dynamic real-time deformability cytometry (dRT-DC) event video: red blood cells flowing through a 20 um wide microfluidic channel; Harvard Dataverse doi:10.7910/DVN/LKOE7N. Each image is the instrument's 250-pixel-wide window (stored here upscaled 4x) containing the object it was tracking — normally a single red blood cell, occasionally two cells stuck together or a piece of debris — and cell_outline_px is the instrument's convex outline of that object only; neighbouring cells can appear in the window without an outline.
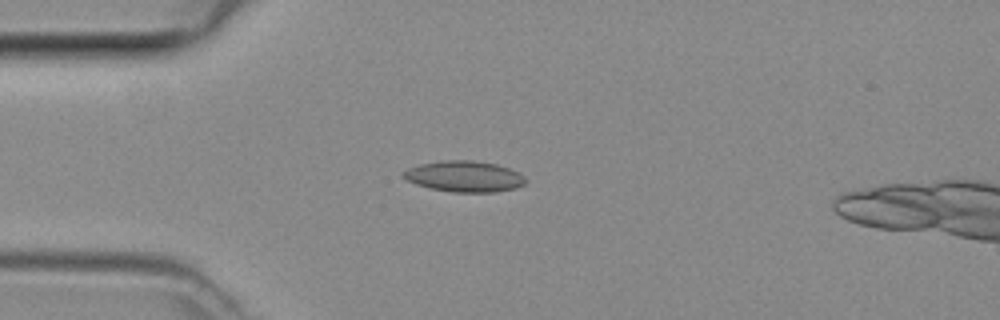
{"species": "common noctule bat (a hibernating species)", "species_latin": "Nyctalus noctula", "temperature_condition": "room temperature", "stored_images_in_passage": 43, "camera_frame_rate_fps": 3000, "um_per_image_px": 0.085, "animal": {"sex": "female", "body_mass_g": 29.2, "forearm_length_mm": 56.3}, "frame": {"image": 1, "passage_image": 9, "time_ms": 2.667, "image_size_px": [1000, 320], "cell_outline_px": [[528, 180], [524, 184], [516, 188], [496, 192], [452, 192], [432, 188], [416, 184], [400, 176], [400, 172], [408, 168], [420, 164], [444, 160], [472, 160], [496, 164], [520, 172]], "centroid_in_image_um": [39.48, 14.99], "position_along_channel_um": 45.5, "area_um2": 22.2}}
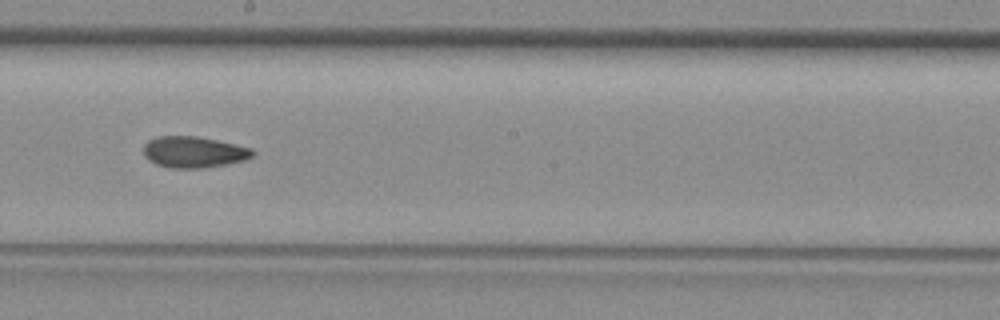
{"frame": {"image": 2, "passage_image": 23, "time_ms": 7.333, "image_size_px": [1000, 320], "cell_outline_px": [[256, 152], [252, 156], [244, 160], [228, 164], [204, 168], [168, 168], [156, 164], [148, 160], [144, 156], [144, 144], [148, 140], [156, 136], [196, 136], [216, 140], [252, 148]], "centroid_in_image_um": [16.45, 12.93], "position_along_channel_um": 231.7, "area_um2": 20.0}}
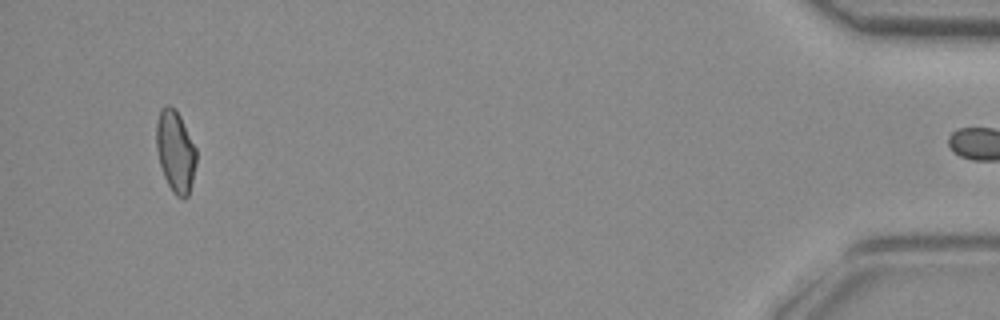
{"frame": {"image": 3, "passage_image": 42, "time_ms": 13.667, "image_size_px": [1000, 320], "cell_outline_px": [[196, 164], [188, 196], [184, 200], [176, 196], [172, 192], [164, 176], [160, 164], [156, 148], [156, 124], [160, 108], [168, 104], [180, 116], [196, 148]], "centroid_in_image_um": [14.9, 12.89], "position_along_channel_um": 420.3, "area_um2": 18.96}}